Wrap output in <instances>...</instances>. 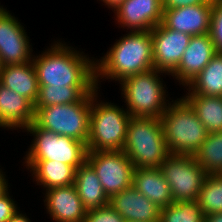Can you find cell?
<instances>
[{
  "mask_svg": "<svg viewBox=\"0 0 222 222\" xmlns=\"http://www.w3.org/2000/svg\"><path fill=\"white\" fill-rule=\"evenodd\" d=\"M73 49L66 42L54 41L41 55H33L39 86H97L94 58Z\"/></svg>",
  "mask_w": 222,
  "mask_h": 222,
  "instance_id": "1",
  "label": "cell"
},
{
  "mask_svg": "<svg viewBox=\"0 0 222 222\" xmlns=\"http://www.w3.org/2000/svg\"><path fill=\"white\" fill-rule=\"evenodd\" d=\"M96 85L107 78L120 82L126 77L154 69L150 31H129L101 59L95 60Z\"/></svg>",
  "mask_w": 222,
  "mask_h": 222,
  "instance_id": "2",
  "label": "cell"
},
{
  "mask_svg": "<svg viewBox=\"0 0 222 222\" xmlns=\"http://www.w3.org/2000/svg\"><path fill=\"white\" fill-rule=\"evenodd\" d=\"M161 122L170 155L193 156L208 135L196 112L183 96L169 103L161 116Z\"/></svg>",
  "mask_w": 222,
  "mask_h": 222,
  "instance_id": "3",
  "label": "cell"
},
{
  "mask_svg": "<svg viewBox=\"0 0 222 222\" xmlns=\"http://www.w3.org/2000/svg\"><path fill=\"white\" fill-rule=\"evenodd\" d=\"M122 151L134 168H160L170 155L161 119L131 117Z\"/></svg>",
  "mask_w": 222,
  "mask_h": 222,
  "instance_id": "4",
  "label": "cell"
},
{
  "mask_svg": "<svg viewBox=\"0 0 222 222\" xmlns=\"http://www.w3.org/2000/svg\"><path fill=\"white\" fill-rule=\"evenodd\" d=\"M162 73L167 74L152 69L126 77L119 82L122 86L121 94L122 97L124 96V102L127 107L125 109L131 117L161 119L162 114L170 103V101L167 100L168 95L163 84V78L160 76H164Z\"/></svg>",
  "mask_w": 222,
  "mask_h": 222,
  "instance_id": "5",
  "label": "cell"
},
{
  "mask_svg": "<svg viewBox=\"0 0 222 222\" xmlns=\"http://www.w3.org/2000/svg\"><path fill=\"white\" fill-rule=\"evenodd\" d=\"M97 91L98 89L92 93L87 150H122L131 115L125 108L114 103L99 102Z\"/></svg>",
  "mask_w": 222,
  "mask_h": 222,
  "instance_id": "6",
  "label": "cell"
},
{
  "mask_svg": "<svg viewBox=\"0 0 222 222\" xmlns=\"http://www.w3.org/2000/svg\"><path fill=\"white\" fill-rule=\"evenodd\" d=\"M92 93L81 101L34 108V123L46 131L87 144L89 138Z\"/></svg>",
  "mask_w": 222,
  "mask_h": 222,
  "instance_id": "7",
  "label": "cell"
},
{
  "mask_svg": "<svg viewBox=\"0 0 222 222\" xmlns=\"http://www.w3.org/2000/svg\"><path fill=\"white\" fill-rule=\"evenodd\" d=\"M24 130L34 136L23 157L25 161L51 160L69 164L75 169L86 162L88 150L85 143L46 131L34 122Z\"/></svg>",
  "mask_w": 222,
  "mask_h": 222,
  "instance_id": "8",
  "label": "cell"
},
{
  "mask_svg": "<svg viewBox=\"0 0 222 222\" xmlns=\"http://www.w3.org/2000/svg\"><path fill=\"white\" fill-rule=\"evenodd\" d=\"M160 169L170 186L174 202L197 201L206 172L191 155H169Z\"/></svg>",
  "mask_w": 222,
  "mask_h": 222,
  "instance_id": "9",
  "label": "cell"
},
{
  "mask_svg": "<svg viewBox=\"0 0 222 222\" xmlns=\"http://www.w3.org/2000/svg\"><path fill=\"white\" fill-rule=\"evenodd\" d=\"M86 162L96 172L109 198L132 185L135 168L122 150L88 151Z\"/></svg>",
  "mask_w": 222,
  "mask_h": 222,
  "instance_id": "10",
  "label": "cell"
},
{
  "mask_svg": "<svg viewBox=\"0 0 222 222\" xmlns=\"http://www.w3.org/2000/svg\"><path fill=\"white\" fill-rule=\"evenodd\" d=\"M23 25L0 6V58L3 65L24 64L33 60L32 45Z\"/></svg>",
  "mask_w": 222,
  "mask_h": 222,
  "instance_id": "11",
  "label": "cell"
},
{
  "mask_svg": "<svg viewBox=\"0 0 222 222\" xmlns=\"http://www.w3.org/2000/svg\"><path fill=\"white\" fill-rule=\"evenodd\" d=\"M154 69L170 75L179 65L191 35L166 28L162 23L151 31Z\"/></svg>",
  "mask_w": 222,
  "mask_h": 222,
  "instance_id": "12",
  "label": "cell"
},
{
  "mask_svg": "<svg viewBox=\"0 0 222 222\" xmlns=\"http://www.w3.org/2000/svg\"><path fill=\"white\" fill-rule=\"evenodd\" d=\"M119 26L130 31H151L162 22V0H125L116 10Z\"/></svg>",
  "mask_w": 222,
  "mask_h": 222,
  "instance_id": "13",
  "label": "cell"
},
{
  "mask_svg": "<svg viewBox=\"0 0 222 222\" xmlns=\"http://www.w3.org/2000/svg\"><path fill=\"white\" fill-rule=\"evenodd\" d=\"M212 0L204 4L168 9L163 11L162 24L171 30L191 36L210 32Z\"/></svg>",
  "mask_w": 222,
  "mask_h": 222,
  "instance_id": "14",
  "label": "cell"
},
{
  "mask_svg": "<svg viewBox=\"0 0 222 222\" xmlns=\"http://www.w3.org/2000/svg\"><path fill=\"white\" fill-rule=\"evenodd\" d=\"M216 53L209 33L192 36L178 67L170 75L185 87L202 71Z\"/></svg>",
  "mask_w": 222,
  "mask_h": 222,
  "instance_id": "15",
  "label": "cell"
},
{
  "mask_svg": "<svg viewBox=\"0 0 222 222\" xmlns=\"http://www.w3.org/2000/svg\"><path fill=\"white\" fill-rule=\"evenodd\" d=\"M109 205L125 221L159 222L161 209L132 185L109 198Z\"/></svg>",
  "mask_w": 222,
  "mask_h": 222,
  "instance_id": "16",
  "label": "cell"
},
{
  "mask_svg": "<svg viewBox=\"0 0 222 222\" xmlns=\"http://www.w3.org/2000/svg\"><path fill=\"white\" fill-rule=\"evenodd\" d=\"M44 203L47 214L55 222H83L86 209L74 185L45 190Z\"/></svg>",
  "mask_w": 222,
  "mask_h": 222,
  "instance_id": "17",
  "label": "cell"
},
{
  "mask_svg": "<svg viewBox=\"0 0 222 222\" xmlns=\"http://www.w3.org/2000/svg\"><path fill=\"white\" fill-rule=\"evenodd\" d=\"M34 118V104L0 83V127L25 129L34 122Z\"/></svg>",
  "mask_w": 222,
  "mask_h": 222,
  "instance_id": "18",
  "label": "cell"
},
{
  "mask_svg": "<svg viewBox=\"0 0 222 222\" xmlns=\"http://www.w3.org/2000/svg\"><path fill=\"white\" fill-rule=\"evenodd\" d=\"M132 186L160 209L174 203L170 186L160 168H135Z\"/></svg>",
  "mask_w": 222,
  "mask_h": 222,
  "instance_id": "19",
  "label": "cell"
},
{
  "mask_svg": "<svg viewBox=\"0 0 222 222\" xmlns=\"http://www.w3.org/2000/svg\"><path fill=\"white\" fill-rule=\"evenodd\" d=\"M0 83L12 91L26 97L35 103L39 85L33 62L24 64L3 65L0 73Z\"/></svg>",
  "mask_w": 222,
  "mask_h": 222,
  "instance_id": "20",
  "label": "cell"
},
{
  "mask_svg": "<svg viewBox=\"0 0 222 222\" xmlns=\"http://www.w3.org/2000/svg\"><path fill=\"white\" fill-rule=\"evenodd\" d=\"M24 162L26 168L31 169L33 180L45 190L74 184L76 169L69 164L51 160Z\"/></svg>",
  "mask_w": 222,
  "mask_h": 222,
  "instance_id": "21",
  "label": "cell"
},
{
  "mask_svg": "<svg viewBox=\"0 0 222 222\" xmlns=\"http://www.w3.org/2000/svg\"><path fill=\"white\" fill-rule=\"evenodd\" d=\"M73 185L86 210L109 205V197L102 188L96 172L87 162L76 169Z\"/></svg>",
  "mask_w": 222,
  "mask_h": 222,
  "instance_id": "22",
  "label": "cell"
},
{
  "mask_svg": "<svg viewBox=\"0 0 222 222\" xmlns=\"http://www.w3.org/2000/svg\"><path fill=\"white\" fill-rule=\"evenodd\" d=\"M188 94V95H187ZM183 97L196 112L208 133L222 131V100L220 96L191 94Z\"/></svg>",
  "mask_w": 222,
  "mask_h": 222,
  "instance_id": "23",
  "label": "cell"
},
{
  "mask_svg": "<svg viewBox=\"0 0 222 222\" xmlns=\"http://www.w3.org/2000/svg\"><path fill=\"white\" fill-rule=\"evenodd\" d=\"M185 88L191 94L220 96L222 94V53H216Z\"/></svg>",
  "mask_w": 222,
  "mask_h": 222,
  "instance_id": "24",
  "label": "cell"
},
{
  "mask_svg": "<svg viewBox=\"0 0 222 222\" xmlns=\"http://www.w3.org/2000/svg\"><path fill=\"white\" fill-rule=\"evenodd\" d=\"M97 86H68L51 87L39 86L38 96L34 108L47 107L50 105H61L81 101L87 94L93 93Z\"/></svg>",
  "mask_w": 222,
  "mask_h": 222,
  "instance_id": "25",
  "label": "cell"
},
{
  "mask_svg": "<svg viewBox=\"0 0 222 222\" xmlns=\"http://www.w3.org/2000/svg\"><path fill=\"white\" fill-rule=\"evenodd\" d=\"M193 156L206 174L222 173V131L208 133Z\"/></svg>",
  "mask_w": 222,
  "mask_h": 222,
  "instance_id": "26",
  "label": "cell"
},
{
  "mask_svg": "<svg viewBox=\"0 0 222 222\" xmlns=\"http://www.w3.org/2000/svg\"><path fill=\"white\" fill-rule=\"evenodd\" d=\"M204 217L222 213V173L207 174L197 197Z\"/></svg>",
  "mask_w": 222,
  "mask_h": 222,
  "instance_id": "27",
  "label": "cell"
},
{
  "mask_svg": "<svg viewBox=\"0 0 222 222\" xmlns=\"http://www.w3.org/2000/svg\"><path fill=\"white\" fill-rule=\"evenodd\" d=\"M159 222H204L197 201H176L161 209Z\"/></svg>",
  "mask_w": 222,
  "mask_h": 222,
  "instance_id": "28",
  "label": "cell"
},
{
  "mask_svg": "<svg viewBox=\"0 0 222 222\" xmlns=\"http://www.w3.org/2000/svg\"><path fill=\"white\" fill-rule=\"evenodd\" d=\"M210 37L217 53H222V0H212Z\"/></svg>",
  "mask_w": 222,
  "mask_h": 222,
  "instance_id": "29",
  "label": "cell"
},
{
  "mask_svg": "<svg viewBox=\"0 0 222 222\" xmlns=\"http://www.w3.org/2000/svg\"><path fill=\"white\" fill-rule=\"evenodd\" d=\"M83 222H125L110 205L86 211Z\"/></svg>",
  "mask_w": 222,
  "mask_h": 222,
  "instance_id": "30",
  "label": "cell"
},
{
  "mask_svg": "<svg viewBox=\"0 0 222 222\" xmlns=\"http://www.w3.org/2000/svg\"><path fill=\"white\" fill-rule=\"evenodd\" d=\"M10 192L7 191L3 196L0 197V222H8L13 215L19 210L14 199L9 196Z\"/></svg>",
  "mask_w": 222,
  "mask_h": 222,
  "instance_id": "31",
  "label": "cell"
},
{
  "mask_svg": "<svg viewBox=\"0 0 222 222\" xmlns=\"http://www.w3.org/2000/svg\"><path fill=\"white\" fill-rule=\"evenodd\" d=\"M208 0H162L163 11L168 9L204 4Z\"/></svg>",
  "mask_w": 222,
  "mask_h": 222,
  "instance_id": "32",
  "label": "cell"
},
{
  "mask_svg": "<svg viewBox=\"0 0 222 222\" xmlns=\"http://www.w3.org/2000/svg\"><path fill=\"white\" fill-rule=\"evenodd\" d=\"M5 172L0 168V197L3 196L8 190V179H5Z\"/></svg>",
  "mask_w": 222,
  "mask_h": 222,
  "instance_id": "33",
  "label": "cell"
},
{
  "mask_svg": "<svg viewBox=\"0 0 222 222\" xmlns=\"http://www.w3.org/2000/svg\"><path fill=\"white\" fill-rule=\"evenodd\" d=\"M8 222H31V220L27 218L26 213L22 214V212L17 211Z\"/></svg>",
  "mask_w": 222,
  "mask_h": 222,
  "instance_id": "34",
  "label": "cell"
},
{
  "mask_svg": "<svg viewBox=\"0 0 222 222\" xmlns=\"http://www.w3.org/2000/svg\"><path fill=\"white\" fill-rule=\"evenodd\" d=\"M204 222H222V213H214L204 217Z\"/></svg>",
  "mask_w": 222,
  "mask_h": 222,
  "instance_id": "35",
  "label": "cell"
},
{
  "mask_svg": "<svg viewBox=\"0 0 222 222\" xmlns=\"http://www.w3.org/2000/svg\"><path fill=\"white\" fill-rule=\"evenodd\" d=\"M104 5H107L109 8L111 7L114 11L116 8L123 3L125 0H101Z\"/></svg>",
  "mask_w": 222,
  "mask_h": 222,
  "instance_id": "36",
  "label": "cell"
},
{
  "mask_svg": "<svg viewBox=\"0 0 222 222\" xmlns=\"http://www.w3.org/2000/svg\"><path fill=\"white\" fill-rule=\"evenodd\" d=\"M2 68H3V64H2V61H1V58H0V73H1Z\"/></svg>",
  "mask_w": 222,
  "mask_h": 222,
  "instance_id": "37",
  "label": "cell"
}]
</instances>
